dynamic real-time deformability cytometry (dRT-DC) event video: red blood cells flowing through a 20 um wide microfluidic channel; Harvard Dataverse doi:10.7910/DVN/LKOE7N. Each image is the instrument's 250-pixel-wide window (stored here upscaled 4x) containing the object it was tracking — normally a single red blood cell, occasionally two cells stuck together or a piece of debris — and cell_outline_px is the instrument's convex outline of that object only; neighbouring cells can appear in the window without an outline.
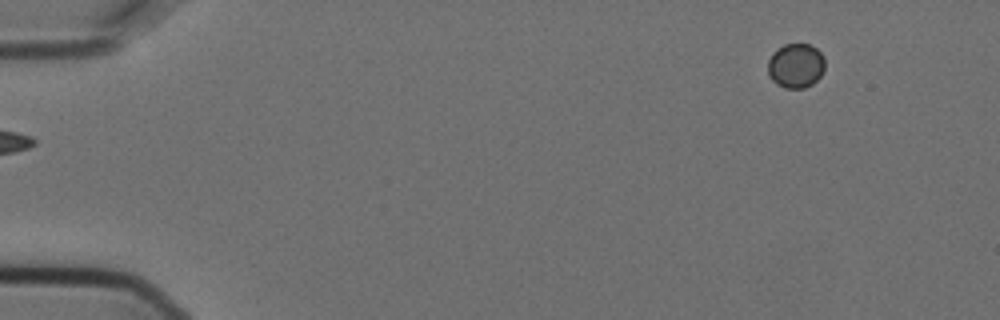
{"species": "Egyptian fruit bat (a non-hibernating species)", "species_latin": "Rousettus aegyptiacus", "temperature_condition": "cold", "stored_images_in_passage": 5, "segment_of_instrument_passage": [2, 2], "camera_frame_rate_fps": 3000, "um_per_image_px": 0.085, "animal": {"sex": "female"}, "frame": {"image": 1, "passage_image": 5, "time_ms": 1.333, "image_size_px": [1000, 320], "cell_outline_px": [[824, 68], [820, 76], [812, 84], [804, 88], [784, 88], [776, 84], [768, 76], [768, 60], [772, 52], [776, 48], [784, 44], [808, 44], [816, 48], [824, 56]], "centroid_in_image_um": [67.61, 5.58], "position_along_channel_um": 17.4, "area_um2": 14.97}}